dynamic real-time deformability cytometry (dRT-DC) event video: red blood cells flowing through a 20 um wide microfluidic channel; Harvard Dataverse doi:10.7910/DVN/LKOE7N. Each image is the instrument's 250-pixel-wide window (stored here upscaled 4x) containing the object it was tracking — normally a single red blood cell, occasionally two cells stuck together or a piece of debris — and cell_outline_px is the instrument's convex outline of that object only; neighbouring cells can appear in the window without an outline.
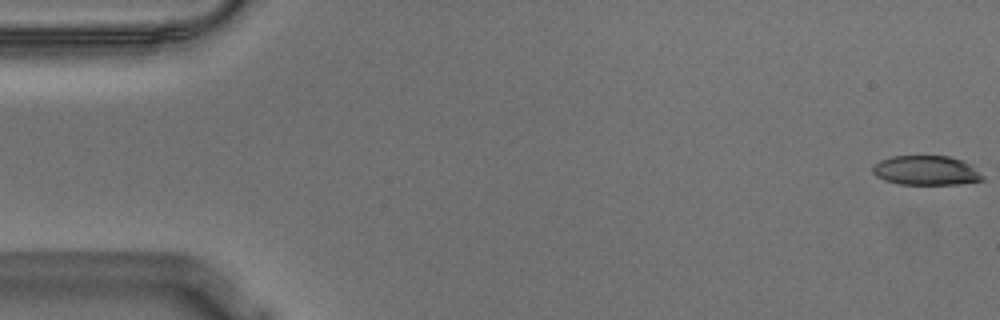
{"species": "Egyptian fruit bat (a non-hibernating species)", "species_latin": "Rousettus aegyptiacus", "temperature_condition": "warm", "stored_images_in_passage": 56, "camera_frame_rate_fps": 3000, "um_per_image_px": 0.085, "animal": {"sex": "male"}, "frame": {"image": 1, "passage_image": 1, "time_ms": 0.0, "image_size_px": [1000, 320], "cell_outline_px": [[984, 180], [960, 184], [900, 184], [884, 180], [876, 176], [872, 172], [872, 164], [880, 160], [892, 156], [948, 156], [964, 160], [972, 164], [984, 176]], "centroid_in_image_um": [78.74, 14.48], "position_along_channel_um": 6.3, "area_um2": 19.13}}
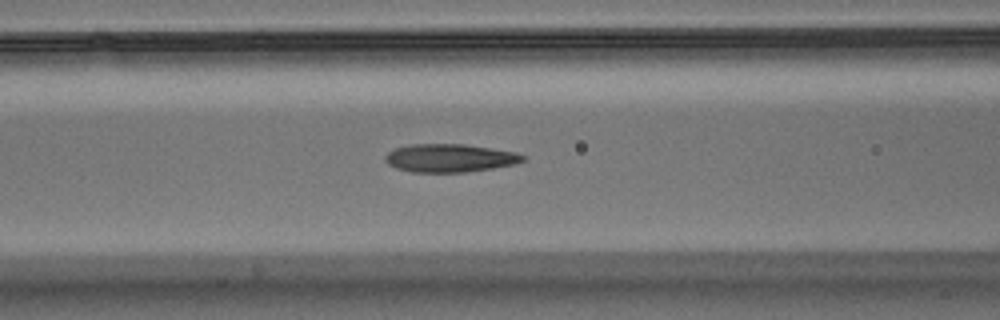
{"frame": {"image": 2, "passage_image": 23, "time_ms": 7.333, "image_size_px": [1000, 320], "cell_outline_px": [[524, 160], [516, 164], [492, 168], [464, 172], [412, 172], [396, 168], [388, 164], [384, 160], [384, 156], [388, 152], [396, 148], [412, 144], [464, 144], [516, 152], [524, 156]], "centroid_in_image_um": [38.21, 13.43], "position_along_channel_um": 128.4, "area_um2": 22.48}}
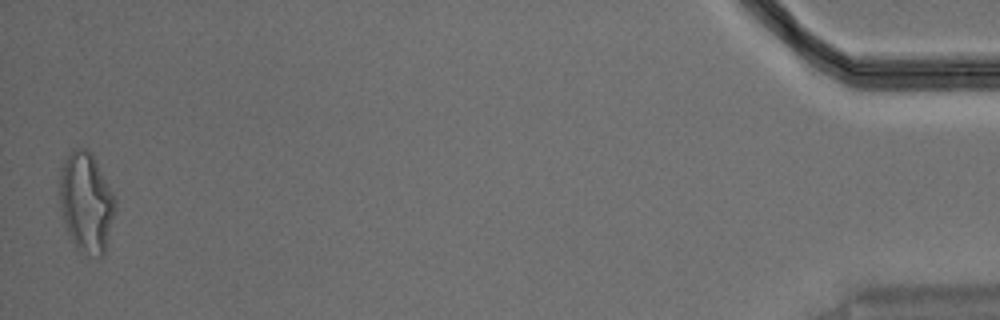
{"frame": {"image": 3, "passage_image": 56, "time_ms": 18.333, "image_size_px": [1000, 320], "cell_outline_px": [[116, 212], [104, 252], [100, 256], [76, 248], [68, 232], [60, 208], [60, 168], [68, 152], [72, 148], [84, 148], [92, 152], [116, 200]], "centroid_in_image_um": [7.33, 17.13], "position_along_channel_um": 427.9, "area_um2": 32.14}, "authors_computed_cell_mechanics": {"area_um2": 22.3397, "velocity_mm_per_s": 3.5726, "shape_relaxation_time_tau1_ms": null, "shape_relaxation_time_tau2_ms": 2.2656, "deformation_change_tau1": null, "deformation_change_tau2": 0.1189}}